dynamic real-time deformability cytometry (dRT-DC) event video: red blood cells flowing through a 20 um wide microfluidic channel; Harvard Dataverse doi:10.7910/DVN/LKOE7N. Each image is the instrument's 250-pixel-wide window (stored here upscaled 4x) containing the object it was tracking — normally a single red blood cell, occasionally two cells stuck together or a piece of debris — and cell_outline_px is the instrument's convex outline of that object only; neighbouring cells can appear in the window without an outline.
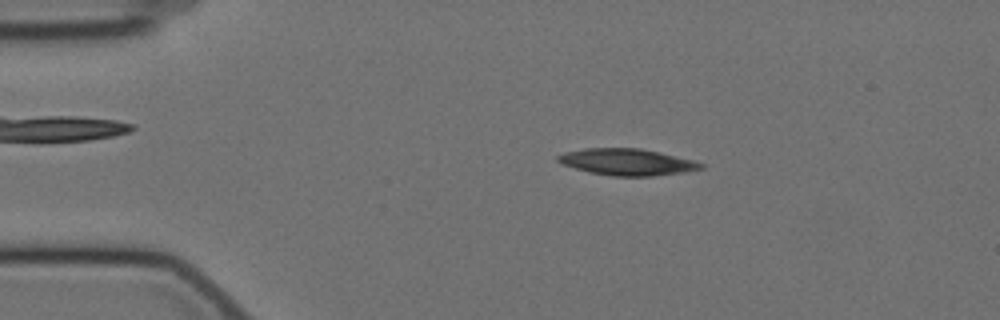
{"species": "Egyptian fruit bat (a non-hibernating species)", "species_latin": "Rousettus aegyptiacus", "temperature_condition": "cold", "stored_images_in_passage": 48, "camera_frame_rate_fps": 3000, "um_per_image_px": 0.085, "animal": {"sex": "female"}, "frame": {"image": 1, "passage_image": 2, "time_ms": 0.333, "image_size_px": [1000, 320], "cell_outline_px": [[704, 168], [684, 172], [652, 176], [612, 176], [588, 172], [564, 164], [556, 160], [556, 156], [564, 152], [584, 148], [640, 148], [660, 152], [692, 160], [704, 164]], "centroid_in_image_um": [53.29, 13.76], "position_along_channel_um": 31.7, "area_um2": 22.08}}
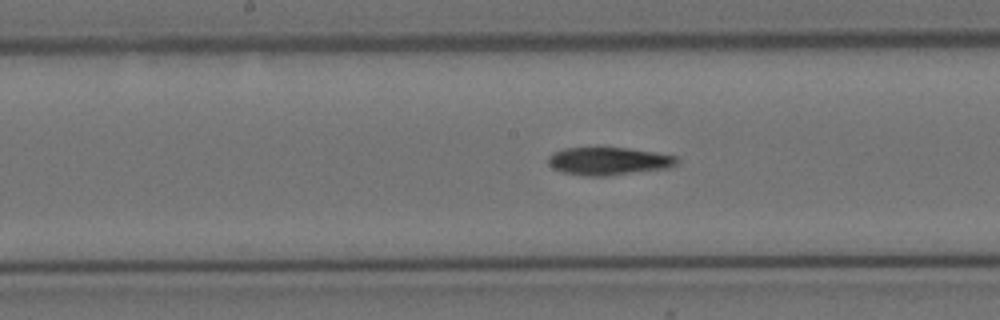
{"frame": {"image": 2, "passage_image": 20, "time_ms": 6.333, "image_size_px": [1000, 320], "cell_outline_px": [[680, 160], [676, 164], [668, 168], [604, 176], [580, 176], [560, 172], [552, 168], [548, 164], [548, 156], [552, 152], [564, 148], [628, 148], [656, 152], [676, 156]], "centroid_in_image_um": [51.69, 13.7], "position_along_channel_um": 196.5, "area_um2": 21.04}}
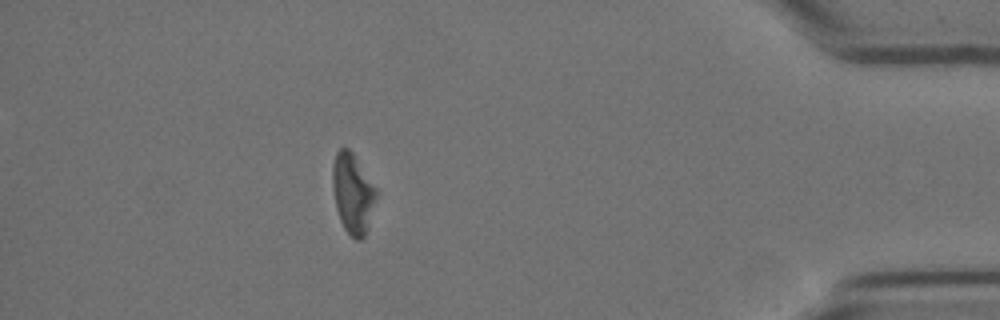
{"frame": {"image": 3, "passage_image": 42, "time_ms": 13.667, "image_size_px": [1000, 320], "cell_outline_px": [[380, 196], [364, 236], [360, 240], [356, 240], [344, 228], [340, 220], [336, 208], [332, 188], [332, 168], [336, 152], [340, 148], [348, 148], [352, 152], [380, 192]], "centroid_in_image_um": [30.02, 16.44], "position_along_channel_um": 405.2, "area_um2": 20.81}, "authors_computed_cell_mechanics": {"area_um2": 21.1837, "velocity_mm_per_s": 3.5107, "shape_relaxation_time_tau1_ms": 6.6766, "shape_relaxation_time_tau2_ms": null, "deformation_change_tau1": 0.1603, "deformation_change_tau2": null}}